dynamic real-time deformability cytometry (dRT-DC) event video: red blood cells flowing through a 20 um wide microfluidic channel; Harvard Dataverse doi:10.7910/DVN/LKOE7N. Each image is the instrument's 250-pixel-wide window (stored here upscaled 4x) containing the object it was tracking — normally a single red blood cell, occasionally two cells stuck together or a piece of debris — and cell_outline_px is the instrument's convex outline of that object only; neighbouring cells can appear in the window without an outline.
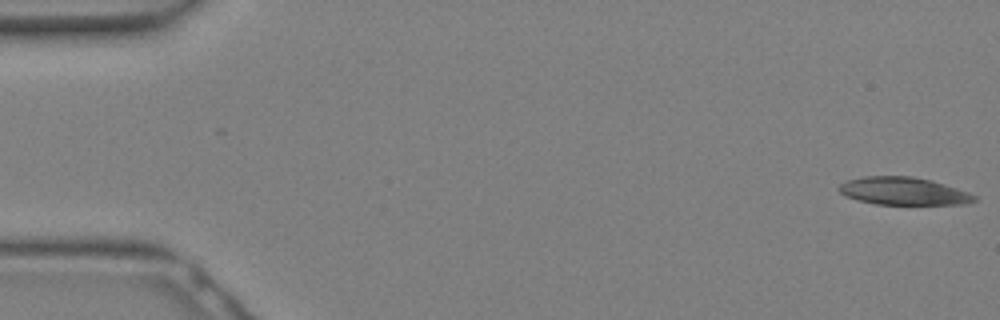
{"species": "Egyptian fruit bat (a non-hibernating species)", "species_latin": "Rousettus aegyptiacus", "temperature_condition": "warm", "stored_images_in_passage": 17, "camera_frame_rate_fps": 3000, "um_per_image_px": 0.085, "animal": {"sex": "female"}, "frame": {"image": 1, "passage_image": 1, "time_ms": 0.0, "image_size_px": [1000, 320], "cell_outline_px": [[976, 200], [964, 204], [876, 204], [856, 200], [844, 196], [836, 188], [844, 180], [864, 176], [912, 176], [932, 180], [968, 192], [976, 196]], "centroid_in_image_um": [76.72, 16.23], "position_along_channel_um": 8.3, "area_um2": 21.96}}
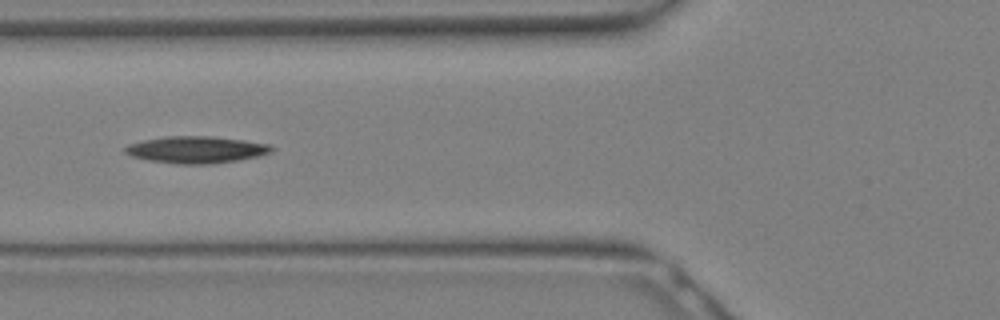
{"frame": {"image": 2, "passage_image": 12, "time_ms": 3.667, "image_size_px": [1000, 320], "cell_outline_px": [[276, 148], [272, 152], [260, 156], [240, 160], [212, 164], [176, 164], [148, 160], [132, 156], [124, 152], [124, 148], [128, 144], [144, 140], [164, 136], [212, 136], [244, 140], [272, 144]], "centroid_in_image_um": [16.74, 12.72], "position_along_channel_um": 109.1, "area_um2": 23.29}}
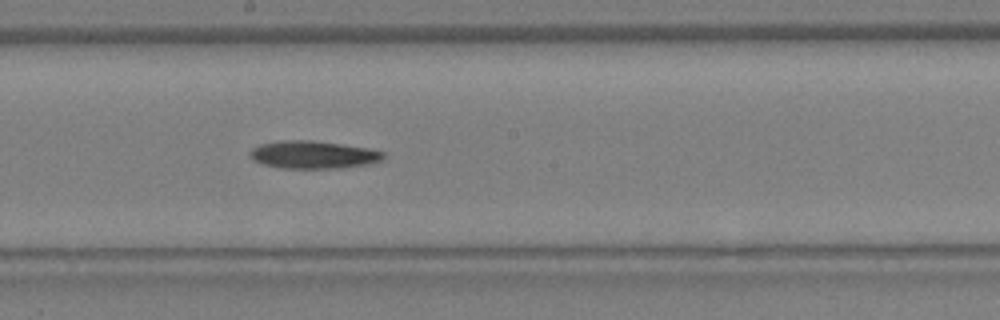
{"frame": {"image": 3, "passage_image": 17, "time_ms": 5.333, "image_size_px": [1000, 320], "cell_outline_px": [[384, 156], [380, 160], [372, 164], [336, 168], [284, 168], [264, 164], [252, 160], [248, 156], [248, 152], [252, 148], [260, 144], [280, 140], [312, 140], [368, 148], [384, 152]], "centroid_in_image_um": [26.58, 13.14], "position_along_channel_um": 221.6, "area_um2": 21.56}}